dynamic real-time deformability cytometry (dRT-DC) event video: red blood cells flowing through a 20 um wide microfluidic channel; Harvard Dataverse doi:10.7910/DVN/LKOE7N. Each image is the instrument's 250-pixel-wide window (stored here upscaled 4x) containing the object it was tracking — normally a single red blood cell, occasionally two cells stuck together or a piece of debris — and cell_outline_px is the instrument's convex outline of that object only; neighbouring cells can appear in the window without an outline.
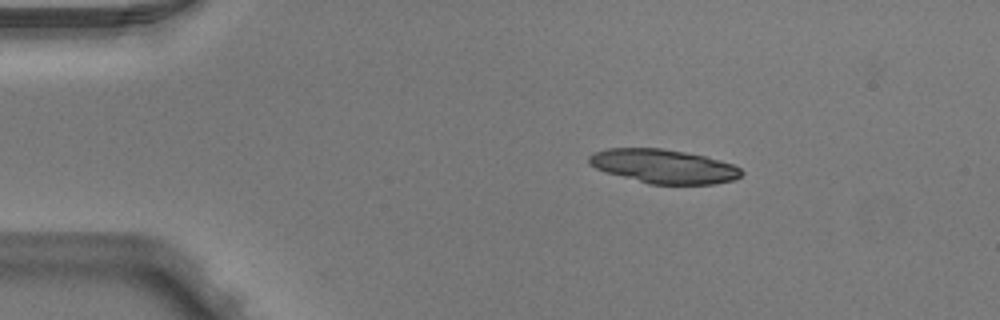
{"species": "Egyptian fruit bat (a non-hibernating species)", "species_latin": "Rousettus aegyptiacus", "temperature_condition": "warm", "stored_images_in_passage": 3, "camera_frame_rate_fps": 3000, "um_per_image_px": 0.085, "animal": {"sex": "male"}, "frame": {"image": 1, "passage_image": 1, "time_ms": 0.0, "image_size_px": [1000, 320], "cell_outline_px": [[744, 172], [740, 176], [732, 180], [712, 184], [648, 184], [608, 172], [596, 168], [588, 164], [588, 156], [592, 152], [608, 148], [664, 148], [704, 156], [720, 160], [732, 164], [740, 168]], "centroid_in_image_um": [56.39, 14.13], "position_along_channel_um": 28.6, "area_um2": 30.06}}